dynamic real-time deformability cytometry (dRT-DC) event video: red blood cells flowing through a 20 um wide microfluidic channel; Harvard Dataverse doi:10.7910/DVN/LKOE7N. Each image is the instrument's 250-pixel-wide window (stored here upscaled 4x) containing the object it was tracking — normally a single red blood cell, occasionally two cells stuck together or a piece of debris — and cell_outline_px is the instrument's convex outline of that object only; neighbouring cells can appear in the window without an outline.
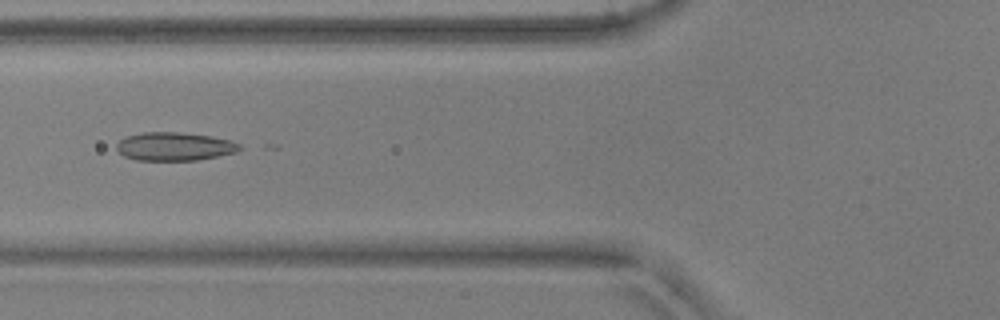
{"species": "common noctule bat (a hibernating species)", "species_latin": "Nyctalus noctula", "temperature_condition": "warm", "stored_images_in_passage": 38, "camera_frame_rate_fps": 3000, "um_per_image_px": 0.085, "animal": {"sex": "male", "body_mass_g": 17.9, "forearm_length_mm": 54.2}, "frame": {"image": 1, "passage_image": 6, "time_ms": 1.667, "image_size_px": [1000, 320], "cell_outline_px": [[240, 148], [236, 152], [196, 160], [136, 160], [124, 156], [116, 148], [116, 144], [124, 136], [144, 132], [176, 132], [212, 136], [228, 140], [240, 144]], "centroid_in_image_um": [14.78, 12.44], "position_along_channel_um": 111.0, "area_um2": 20.17}}